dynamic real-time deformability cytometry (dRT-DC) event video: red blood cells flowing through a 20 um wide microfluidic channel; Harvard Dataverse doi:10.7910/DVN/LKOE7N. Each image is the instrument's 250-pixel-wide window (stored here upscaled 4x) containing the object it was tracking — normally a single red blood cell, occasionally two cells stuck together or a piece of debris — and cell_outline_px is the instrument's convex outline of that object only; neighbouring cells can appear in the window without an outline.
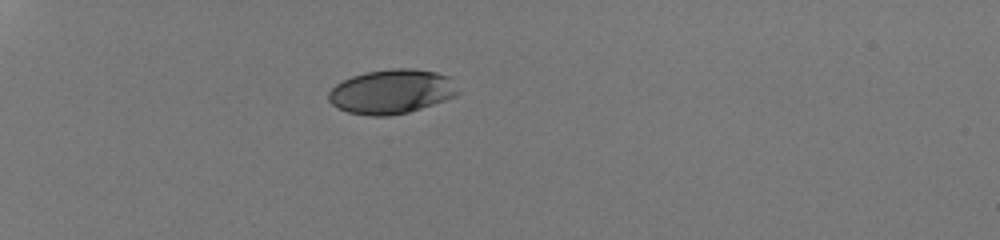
{"species": "human", "species_latin": "Homo sapiens", "temperature_condition": "room temperature", "stored_images_in_passage": 36, "camera_frame_rate_fps": 3000, "um_per_image_px": 0.085, "donor": {"sex": "male"}, "frame": {"image": 1, "passage_image": 1, "time_ms": 0.0, "image_size_px": [1000, 240], "cell_outline_px": [[460, 92], [456, 96], [408, 112], [388, 116], [372, 116], [348, 112], [336, 108], [328, 100], [328, 92], [336, 84], [352, 76], [364, 72], [392, 68], [412, 68], [436, 72], [448, 76]], "centroid_in_image_um": [33.26, 7.78], "position_along_channel_um": 51.7, "area_um2": 33.41}}
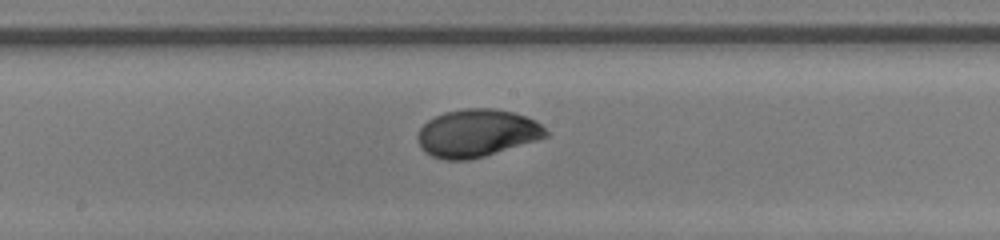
{"frame": {"image": 2, "passage_image": 16, "time_ms": 5.0, "image_size_px": [1000, 240], "cell_outline_px": [[548, 136], [536, 140], [484, 156], [468, 160], [444, 160], [432, 156], [424, 152], [420, 148], [416, 136], [420, 128], [428, 120], [444, 112], [464, 108], [496, 108], [512, 112], [536, 120], [548, 132]], "centroid_in_image_um": [40.5, 11.31], "position_along_channel_um": 207.7, "area_um2": 35.6}}
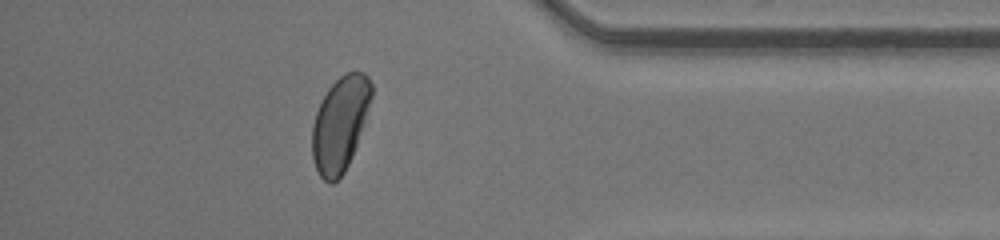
{"frame": {"image": 3, "passage_image": 31, "time_ms": 10.0, "image_size_px": [1000, 240], "cell_outline_px": [[372, 96], [352, 156], [344, 172], [332, 184], [328, 184], [320, 176], [312, 160], [312, 124], [316, 112], [328, 88], [344, 72], [364, 72], [368, 76], [372, 84]], "centroid_in_image_um": [28.88, 10.53], "position_along_channel_um": 406.3, "area_um2": 32.37}, "authors_computed_cell_mechanics": {"area_um2": 34.6222, "velocity_mm_per_s": 4.2457, "shape_relaxation_time_tau1_ms": 2.4601, "shape_relaxation_time_tau2_ms": null, "deformation_change_tau1": 0.1543, "deformation_change_tau2": null}}